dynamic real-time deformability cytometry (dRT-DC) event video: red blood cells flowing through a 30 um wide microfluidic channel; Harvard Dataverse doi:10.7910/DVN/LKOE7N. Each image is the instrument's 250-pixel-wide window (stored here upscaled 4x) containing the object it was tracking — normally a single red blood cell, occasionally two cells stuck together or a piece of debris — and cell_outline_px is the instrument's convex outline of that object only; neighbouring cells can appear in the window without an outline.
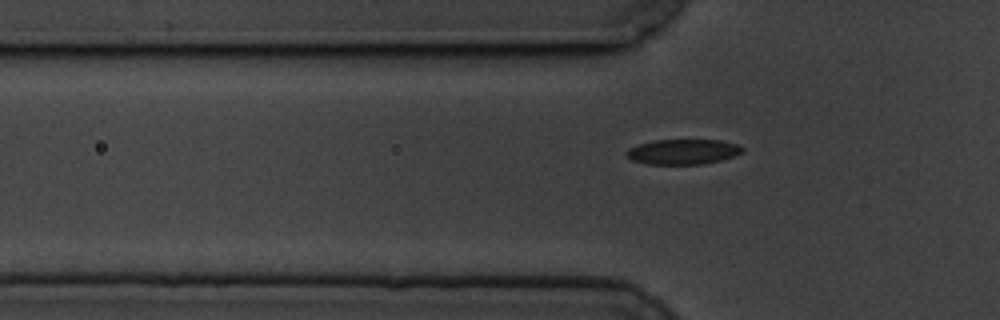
{"species": "common noctule bat (a hibernating species)", "species_latin": "Nyctalus noctula", "temperature_condition": "cold", "stored_images_in_passage": 44, "camera_frame_rate_fps": 3000, "um_per_image_px": 0.085, "animal": {"sex": "male", "body_mass_g": 19.5, "forearm_length_mm": 54.6}, "frame": {"image": 1, "passage_image": 9, "time_ms": 2.667, "image_size_px": [1000, 320], "cell_outline_px": [[744, 152], [736, 156], [704, 164], [648, 164], [632, 160], [624, 152], [628, 148], [652, 140], [720, 140], [736, 144], [744, 148]], "centroid_in_image_um": [58.07, 12.9], "position_along_channel_um": 67.7, "area_um2": 17.05}}
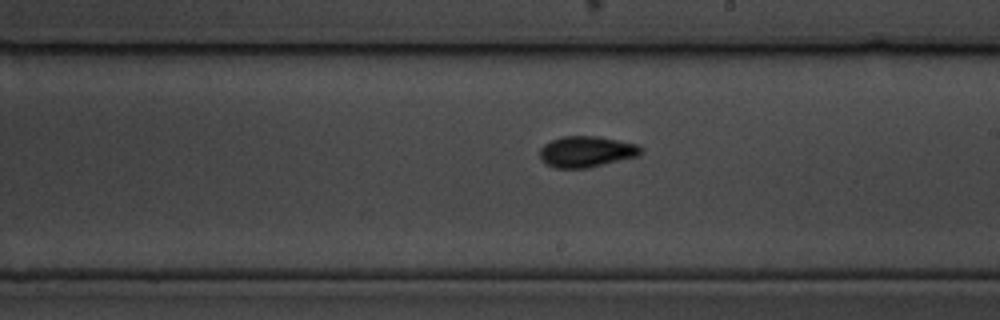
{"frame": {"image": 2, "passage_image": 24, "time_ms": 7.667, "image_size_px": [1000, 320], "cell_outline_px": [[644, 148], [640, 156], [588, 168], [552, 168], [544, 164], [540, 160], [540, 148], [544, 144], [552, 140], [564, 136], [596, 136], [640, 144]], "centroid_in_image_um": [49.87, 12.9], "position_along_channel_um": 239.1, "area_um2": 18.67}}
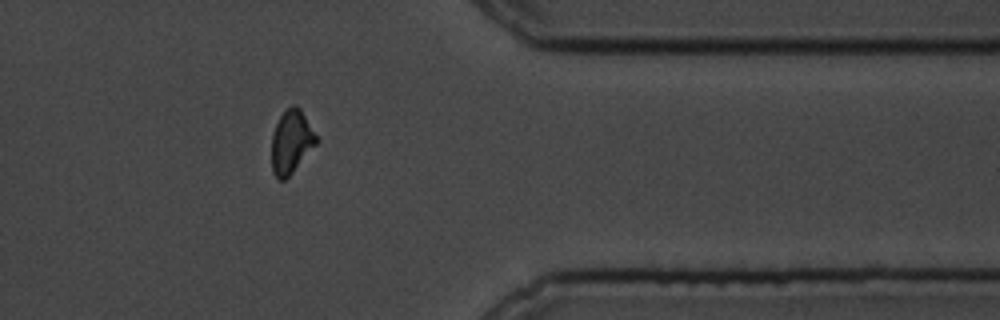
{"frame": {"image": 3, "passage_image": 38, "time_ms": 12.333, "image_size_px": [1000, 320], "cell_outline_px": [[320, 140], [292, 172], [284, 180], [280, 180], [272, 172], [272, 132], [280, 116], [292, 104], [296, 104], [300, 108]], "centroid_in_image_um": [24.77, 12.03], "position_along_channel_um": 386.6, "area_um2": 16.42}}